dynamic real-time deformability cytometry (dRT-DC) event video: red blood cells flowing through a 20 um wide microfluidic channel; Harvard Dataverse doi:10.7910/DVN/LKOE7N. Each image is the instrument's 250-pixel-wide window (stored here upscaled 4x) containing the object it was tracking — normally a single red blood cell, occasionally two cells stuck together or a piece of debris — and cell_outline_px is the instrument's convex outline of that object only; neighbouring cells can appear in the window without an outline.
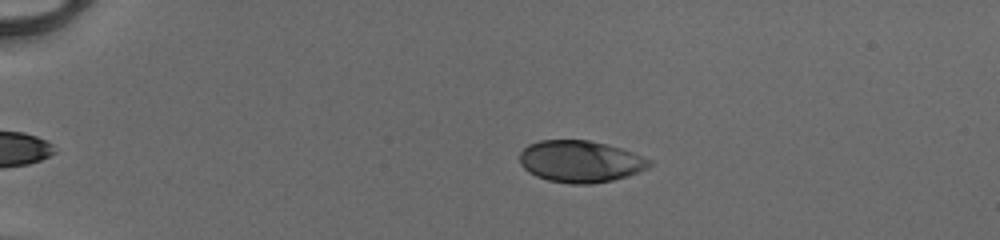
{"species": "human", "species_latin": "Homo sapiens", "temperature_condition": "cold", "stored_images_in_passage": 46, "camera_frame_rate_fps": 3000, "um_per_image_px": 0.085, "donor": {"sex": "male"}, "frame": {"image": 1, "passage_image": 7, "time_ms": 2.0, "image_size_px": [1000, 240], "cell_outline_px": [[652, 164], [648, 168], [628, 176], [612, 180], [592, 184], [572, 184], [548, 180], [536, 176], [528, 172], [520, 164], [520, 152], [528, 144], [540, 140], [588, 140], [620, 148], [632, 152], [652, 160]], "centroid_in_image_um": [49.32, 13.73], "position_along_channel_um": 35.7, "area_um2": 31.62}}
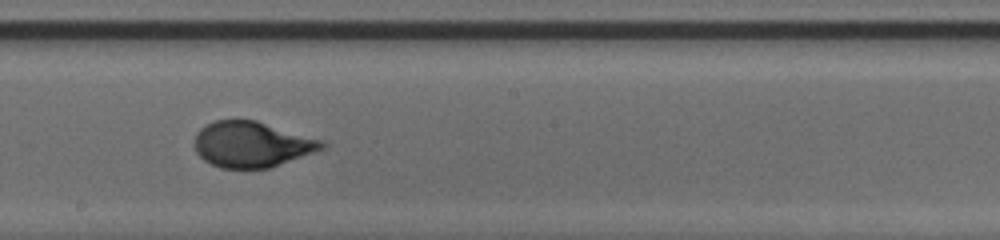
{"frame": {"image": 2, "passage_image": 26, "time_ms": 8.333, "image_size_px": [1000, 240], "cell_outline_px": [[328, 144], [324, 148], [268, 168], [220, 168], [204, 160], [196, 152], [196, 132], [204, 124], [216, 120], [256, 120], [324, 140]], "centroid_in_image_um": [21.4, 12.25], "position_along_channel_um": 226.8, "area_um2": 33.76}}
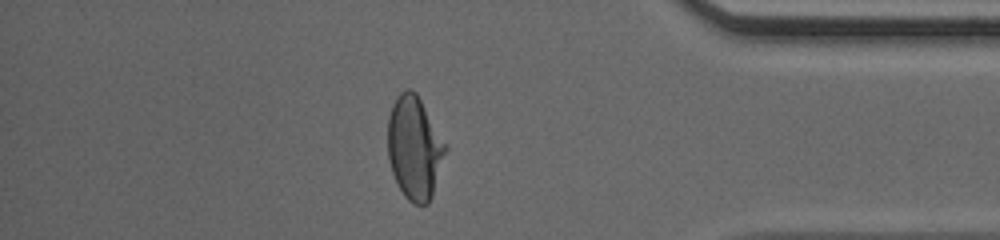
{"frame": {"image": 3, "passage_image": 40, "time_ms": 13.0, "image_size_px": [1000, 240], "cell_outline_px": [[448, 148], [432, 196], [428, 204], [412, 204], [404, 196], [396, 184], [388, 160], [388, 116], [392, 104], [400, 92], [408, 88], [412, 88], [416, 92], [448, 144]], "centroid_in_image_um": [35.24, 12.56], "position_along_channel_um": 400.0, "area_um2": 35.26}, "authors_computed_cell_mechanics": {"area_um2": 34.0442, "velocity_mm_per_s": 4.1617, "shape_relaxation_time_tau1_ms": 3.2441, "shape_relaxation_time_tau2_ms": null, "deformation_change_tau1": 0.1719, "deformation_change_tau2": null}}